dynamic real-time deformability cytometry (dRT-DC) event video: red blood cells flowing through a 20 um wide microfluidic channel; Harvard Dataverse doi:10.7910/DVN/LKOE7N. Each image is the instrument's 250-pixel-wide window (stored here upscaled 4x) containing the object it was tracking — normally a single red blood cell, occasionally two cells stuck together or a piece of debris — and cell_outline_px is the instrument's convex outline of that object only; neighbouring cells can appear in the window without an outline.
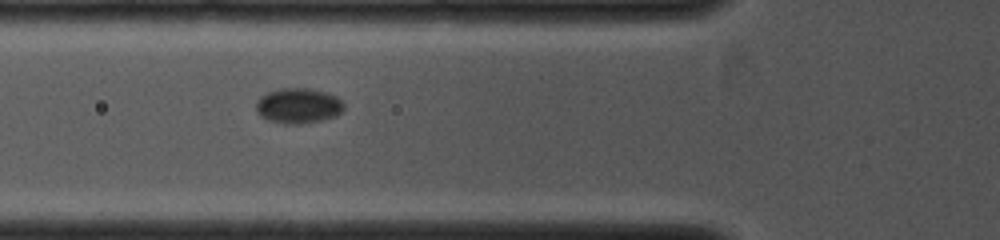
{"species": "common noctule bat (a hibernating species)", "species_latin": "Nyctalus noctula", "temperature_condition": "cold", "stored_images_in_passage": 31, "camera_frame_rate_fps": 4000, "um_per_image_px": 0.085, "animal": {"sex": "female", "body_mass_g": 19.0, "forearm_length_mm": 53.3}, "frame": {"image": 1, "passage_image": 2, "time_ms": 0.5, "image_size_px": [1000, 240], "cell_outline_px": [[344, 108], [336, 116], [320, 120], [300, 124], [284, 124], [268, 120], [260, 116], [256, 112], [256, 100], [260, 96], [268, 92], [280, 88], [308, 88], [324, 92], [336, 96], [344, 104]], "centroid_in_image_um": [25.31, 8.99], "position_along_channel_um": 100.5, "area_um2": 18.09}}
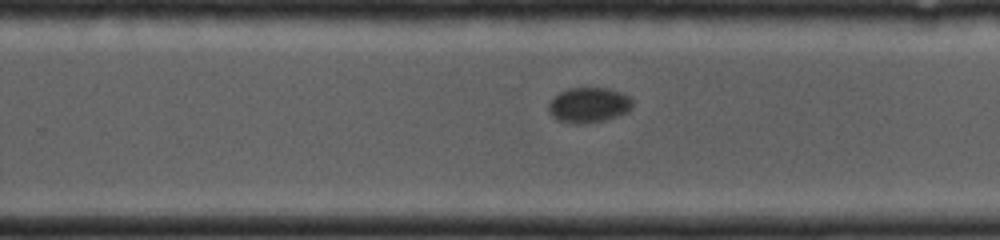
{"frame": {"image": 2, "passage_image": 16, "time_ms": 4.25, "image_size_px": [1000, 240], "cell_outline_px": [[632, 108], [628, 112], [604, 120], [584, 124], [572, 124], [556, 120], [548, 112], [548, 104], [560, 92], [568, 88], [608, 88], [620, 92], [628, 96], [632, 100]], "centroid_in_image_um": [50.03, 8.94], "position_along_channel_um": 279.8, "area_um2": 17.28}}
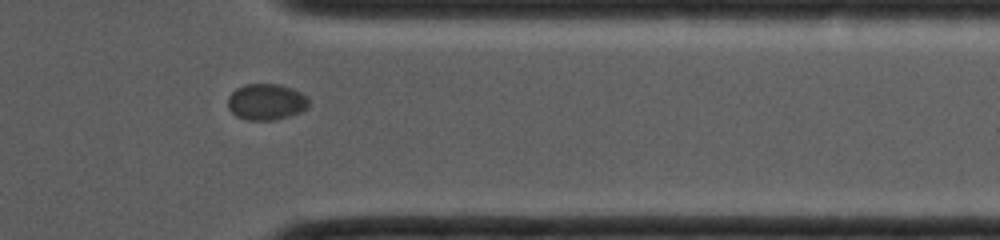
{"frame": {"image": 3, "passage_image": 28, "time_ms": 6.5, "image_size_px": [1000, 240], "cell_outline_px": [[308, 108], [300, 112], [288, 116], [272, 120], [248, 120], [236, 116], [228, 108], [228, 96], [236, 88], [244, 84], [280, 84], [292, 88], [308, 96]], "centroid_in_image_um": [22.63, 8.65], "position_along_channel_um": 388.8, "area_um2": 17.17}}